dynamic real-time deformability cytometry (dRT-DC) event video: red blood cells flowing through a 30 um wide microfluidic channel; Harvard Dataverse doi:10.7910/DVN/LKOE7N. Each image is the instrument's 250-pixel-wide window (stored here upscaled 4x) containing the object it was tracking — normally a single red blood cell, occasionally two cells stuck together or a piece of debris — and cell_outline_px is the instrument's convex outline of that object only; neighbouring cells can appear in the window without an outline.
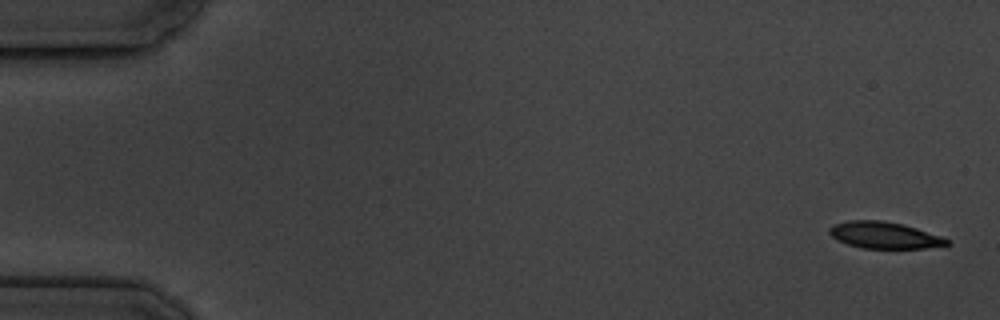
{"species": "common noctule bat (a hibernating species)", "species_latin": "Nyctalus noctula", "temperature_condition": "cold", "stored_images_in_passage": 5, "camera_frame_rate_fps": 3000, "um_per_image_px": 0.085, "animal": {"sex": "male", "body_mass_g": 19.5, "forearm_length_mm": 54.6}, "frame": {"image": 1, "passage_image": 1, "time_ms": 0.0, "image_size_px": [1000, 320], "cell_outline_px": [[952, 244], [924, 248], [860, 248], [836, 240], [828, 232], [828, 228], [832, 224], [848, 220], [880, 220], [904, 224], [944, 236]], "centroid_in_image_um": [75.17, 19.98], "position_along_channel_um": 9.8, "area_um2": 18.5}}
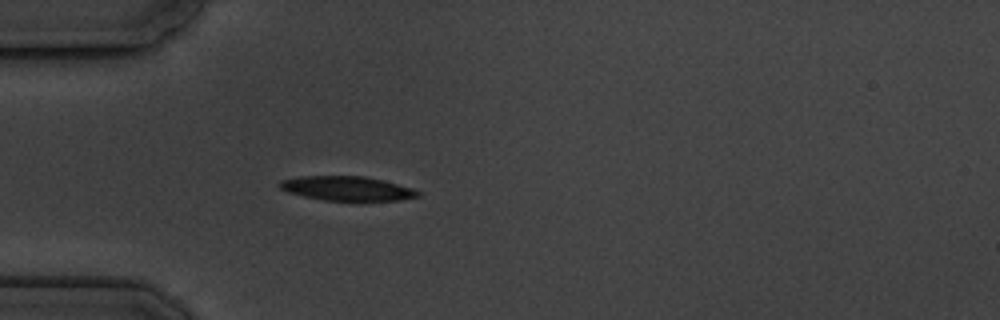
{"frame": {"image": 2, "passage_image": 5, "time_ms": 5.0, "image_size_px": [1000, 320], "cell_outline_px": [[420, 196], [400, 200], [324, 200], [304, 196], [288, 192], [280, 188], [276, 184], [280, 180], [300, 176], [364, 176], [412, 188], [420, 192]], "centroid_in_image_um": [29.44, 16.01], "position_along_channel_um": 55.6, "area_um2": 19.36}}